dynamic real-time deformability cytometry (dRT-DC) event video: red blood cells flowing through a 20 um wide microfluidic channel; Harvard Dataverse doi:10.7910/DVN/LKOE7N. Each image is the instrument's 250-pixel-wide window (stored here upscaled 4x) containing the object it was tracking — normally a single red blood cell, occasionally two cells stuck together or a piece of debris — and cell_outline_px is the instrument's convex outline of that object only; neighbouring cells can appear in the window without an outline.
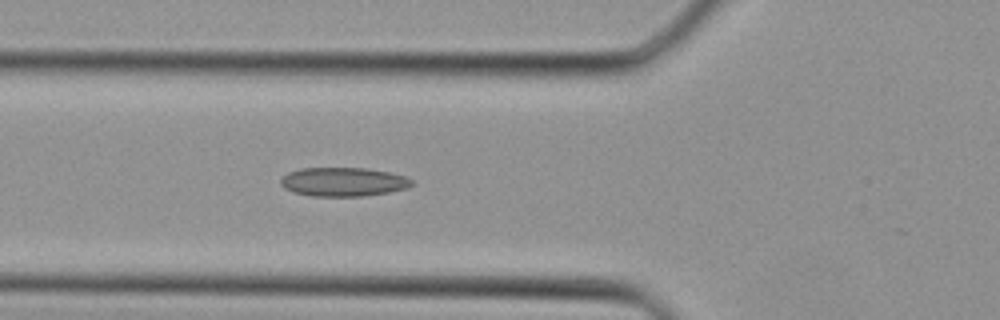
{"species": "Egyptian fruit bat (a non-hibernating species)", "species_latin": "Rousettus aegyptiacus", "temperature_condition": "cold", "stored_images_in_passage": 15, "camera_frame_rate_fps": 3000, "um_per_image_px": 0.085, "animal": {"sex": "female"}, "frame": {"image": 1, "passage_image": 12, "time_ms": 3.667, "image_size_px": [1000, 320], "cell_outline_px": [[416, 184], [408, 188], [388, 192], [364, 196], [312, 196], [292, 192], [284, 188], [280, 184], [280, 180], [288, 172], [300, 168], [368, 168], [388, 172], [404, 176], [412, 180]], "centroid_in_image_um": [29.18, 15.46], "position_along_channel_um": 96.6, "area_um2": 22.2}}
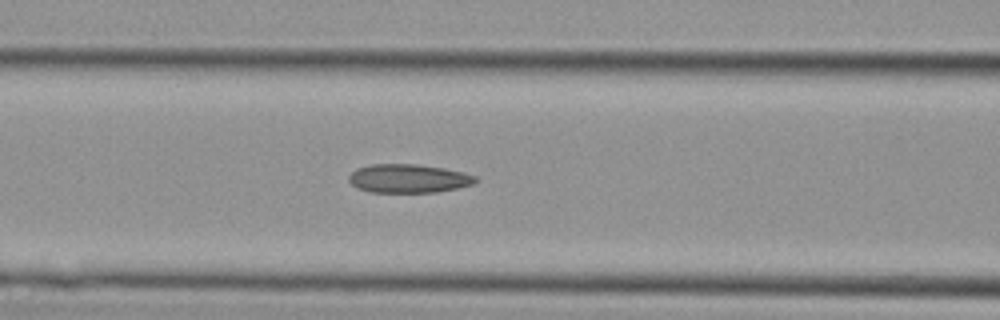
{"frame": {"image": 2, "passage_image": 14, "time_ms": 4.333, "image_size_px": [1000, 320], "cell_outline_px": [[480, 180], [472, 184], [456, 188], [436, 192], [368, 192], [356, 188], [348, 180], [348, 176], [356, 168], [372, 164], [416, 164], [444, 168], [464, 172], [476, 176]], "centroid_in_image_um": [34.71, 15.17], "position_along_channel_um": 131.9, "area_um2": 21.27}}